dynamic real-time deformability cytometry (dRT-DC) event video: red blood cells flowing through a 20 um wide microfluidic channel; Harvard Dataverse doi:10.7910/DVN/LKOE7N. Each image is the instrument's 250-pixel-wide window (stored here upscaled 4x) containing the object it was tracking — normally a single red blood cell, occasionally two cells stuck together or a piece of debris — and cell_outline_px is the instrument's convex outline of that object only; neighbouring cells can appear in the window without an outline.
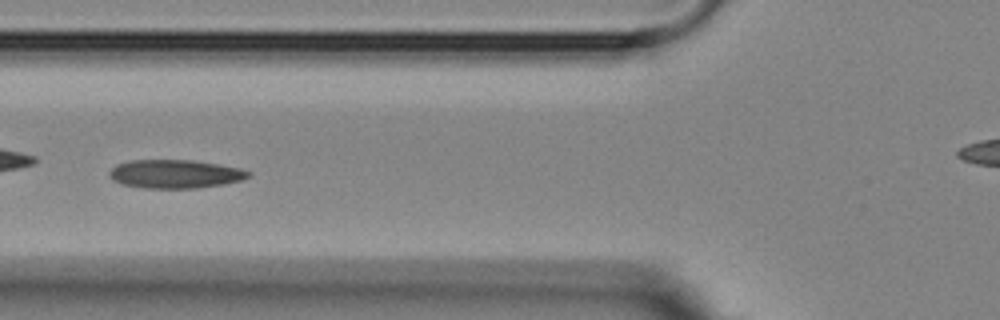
{"species": "Egyptian fruit bat (a non-hibernating species)", "species_latin": "Rousettus aegyptiacus", "temperature_condition": "room temperature", "stored_images_in_passage": 19, "camera_frame_rate_fps": 3000, "um_per_image_px": 0.085, "animal": {"sex": "female"}, "frame": {"image": 1, "passage_image": 11, "time_ms": 3.333, "image_size_px": [1000, 320], "cell_outline_px": [[252, 176], [240, 180], [224, 184], [196, 188], [144, 188], [124, 184], [112, 180], [108, 176], [108, 172], [116, 164], [132, 160], [192, 160], [240, 168], [252, 172]], "centroid_in_image_um": [14.88, 14.78], "position_along_channel_um": 110.9, "area_um2": 23.12}}
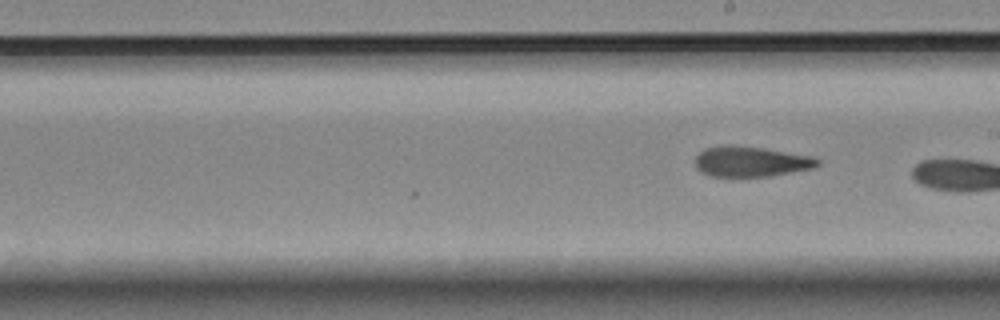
{"frame": {"image": 2, "passage_image": 19, "time_ms": 6.0, "image_size_px": [1000, 320], "cell_outline_px": [[820, 164], [816, 168], [772, 176], [708, 176], [700, 172], [696, 168], [696, 156], [704, 148], [720, 144], [732, 144], [816, 156], [820, 160]], "centroid_in_image_um": [63.85, 13.72], "position_along_channel_um": 225.2, "area_um2": 22.08}}